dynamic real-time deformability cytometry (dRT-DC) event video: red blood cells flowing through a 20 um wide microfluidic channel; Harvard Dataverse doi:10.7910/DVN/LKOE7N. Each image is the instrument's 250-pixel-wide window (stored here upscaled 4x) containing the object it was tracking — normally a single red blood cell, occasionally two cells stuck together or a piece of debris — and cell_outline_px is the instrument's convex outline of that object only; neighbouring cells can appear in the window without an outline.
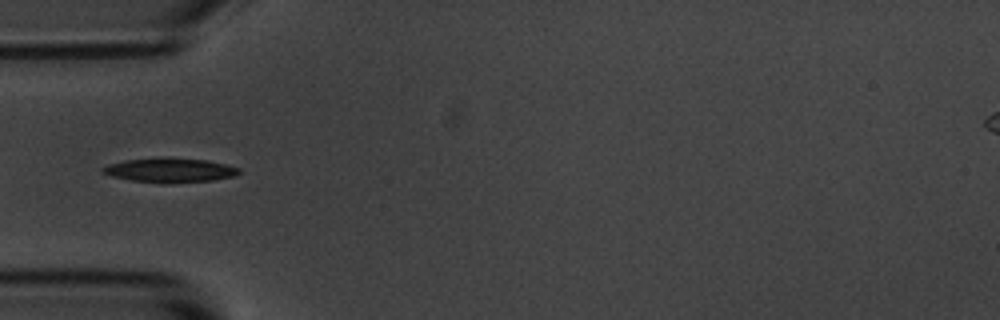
{"species": "common noctule bat (a hibernating species)", "species_latin": "Nyctalus noctula", "temperature_condition": "room temperature", "stored_images_in_passage": 2, "camera_frame_rate_fps": 3000, "um_per_image_px": 0.085, "animal": {"sex": "male", "body_mass_g": 20.1, "forearm_length_mm": 53.5}, "frame": {"image": 1, "passage_image": 2, "time_ms": 1.0, "image_size_px": [1000, 320], "cell_outline_px": [[240, 172], [236, 176], [212, 180], [164, 184], [132, 180], [112, 176], [100, 172], [100, 168], [108, 164], [124, 160], [208, 160], [228, 164], [240, 168]], "centroid_in_image_um": [14.47, 14.51], "position_along_channel_um": 70.5, "area_um2": 18.67}}